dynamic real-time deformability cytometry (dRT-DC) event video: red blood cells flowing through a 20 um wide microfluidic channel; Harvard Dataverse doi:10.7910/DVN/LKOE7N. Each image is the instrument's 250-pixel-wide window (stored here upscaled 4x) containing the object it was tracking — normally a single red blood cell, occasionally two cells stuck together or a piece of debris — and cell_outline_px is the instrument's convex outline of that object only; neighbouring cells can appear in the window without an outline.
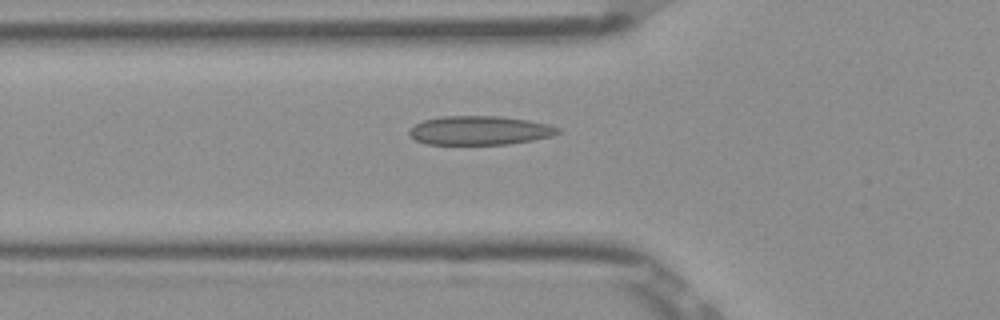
{"species": "Egyptian fruit bat (a non-hibernating species)", "species_latin": "Rousettus aegyptiacus", "temperature_condition": "room temperature", "stored_images_in_passage": 51, "camera_frame_rate_fps": 3000, "um_per_image_px": 0.085, "frame": {"image": 1, "passage_image": 18, "time_ms": 5.667, "image_size_px": [1000, 320], "cell_outline_px": [[560, 132], [552, 136], [532, 140], [508, 144], [424, 144], [408, 136], [408, 128], [424, 120], [444, 116], [500, 116], [528, 120], [552, 124], [560, 128]], "centroid_in_image_um": [40.77, 11.08], "position_along_channel_um": 85.0, "area_um2": 25.26}}
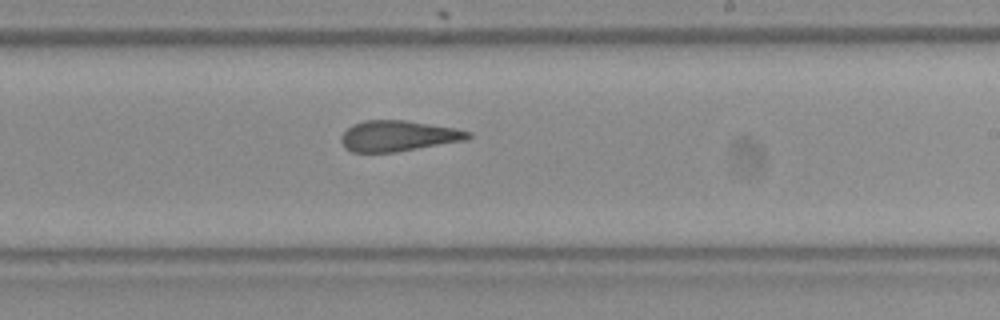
{"frame": {"image": 2, "passage_image": 31, "time_ms": 10.0, "image_size_px": [1000, 320], "cell_outline_px": [[472, 136], [468, 140], [396, 152], [352, 152], [344, 148], [340, 140], [340, 136], [352, 124], [364, 120], [404, 120], [456, 128], [472, 132]], "centroid_in_image_um": [33.85, 11.56], "position_along_channel_um": 255.1, "area_um2": 22.95}}
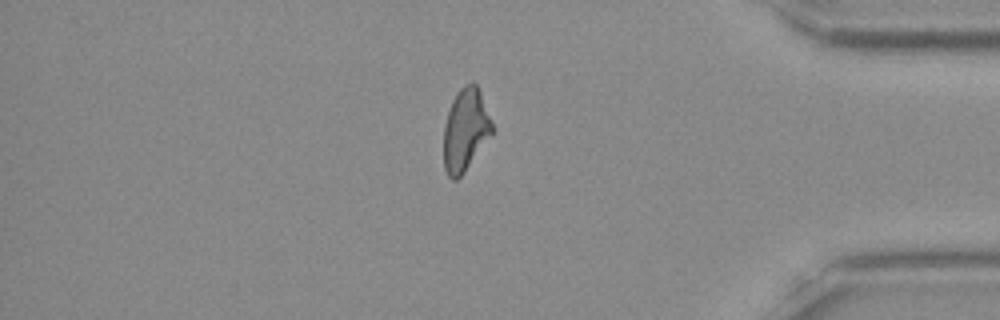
{"frame": {"image": 3, "passage_image": 44, "time_ms": 14.333, "image_size_px": [1000, 320], "cell_outline_px": [[492, 132], [464, 172], [456, 180], [452, 180], [448, 176], [444, 168], [444, 128], [448, 112], [452, 100], [460, 88], [464, 84], [472, 80], [476, 84], [480, 92], [492, 124]], "centroid_in_image_um": [39.53, 11.02], "position_along_channel_um": 395.7, "area_um2": 22.77}}